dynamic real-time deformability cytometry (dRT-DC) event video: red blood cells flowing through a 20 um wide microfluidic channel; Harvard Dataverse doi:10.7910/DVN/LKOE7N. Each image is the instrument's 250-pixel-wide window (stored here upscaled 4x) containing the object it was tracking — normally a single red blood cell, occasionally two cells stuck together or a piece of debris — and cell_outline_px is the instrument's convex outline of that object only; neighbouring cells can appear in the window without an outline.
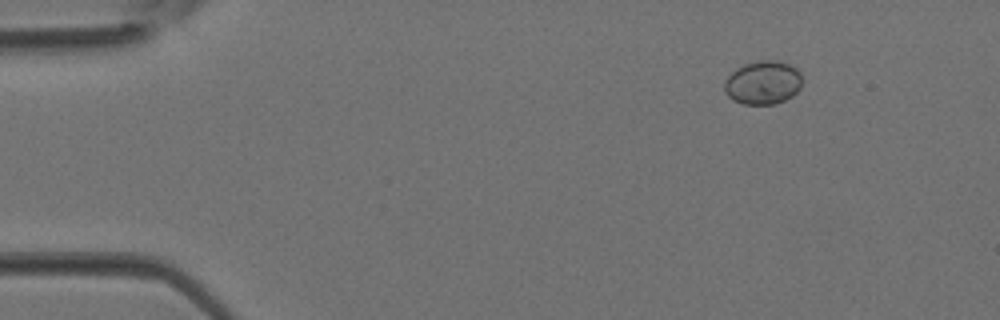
{"species": "Egyptian fruit bat (a non-hibernating species)", "species_latin": "Rousettus aegyptiacus", "temperature_condition": "room temperature", "stored_images_in_passage": 4, "camera_frame_rate_fps": 3000, "um_per_image_px": 0.085, "animal": {"sex": "female"}, "frame": {"image": 1, "passage_image": 2, "time_ms": 0.333, "image_size_px": [1000, 320], "cell_outline_px": [[800, 88], [792, 96], [784, 100], [772, 104], [744, 104], [732, 100], [724, 92], [724, 80], [736, 68], [744, 64], [760, 60], [776, 60], [788, 64], [796, 68], [800, 72]], "centroid_in_image_um": [64.81, 7.02], "position_along_channel_um": 20.2, "area_um2": 19.71}}
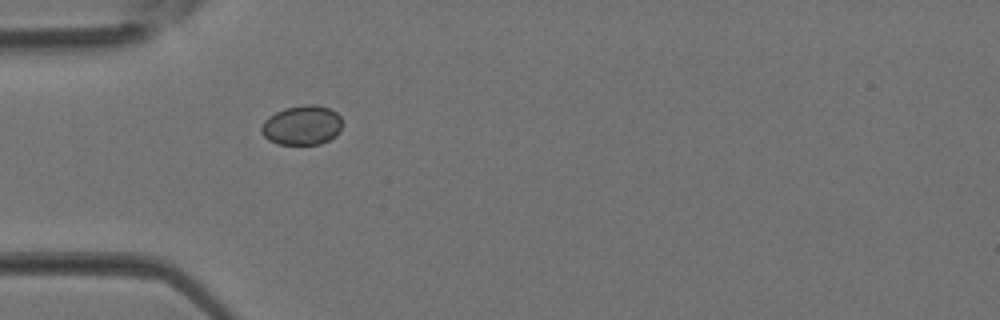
{"frame": {"image": 2, "passage_image": 4, "time_ms": 1.0, "image_size_px": [1000, 320], "cell_outline_px": [[344, 124], [340, 132], [336, 136], [320, 144], [276, 144], [268, 140], [260, 132], [260, 128], [264, 120], [268, 116], [284, 108], [304, 104], [316, 104], [328, 108], [336, 112], [340, 116]], "centroid_in_image_um": [25.68, 10.64], "position_along_channel_um": 59.3, "area_um2": 19.02}}